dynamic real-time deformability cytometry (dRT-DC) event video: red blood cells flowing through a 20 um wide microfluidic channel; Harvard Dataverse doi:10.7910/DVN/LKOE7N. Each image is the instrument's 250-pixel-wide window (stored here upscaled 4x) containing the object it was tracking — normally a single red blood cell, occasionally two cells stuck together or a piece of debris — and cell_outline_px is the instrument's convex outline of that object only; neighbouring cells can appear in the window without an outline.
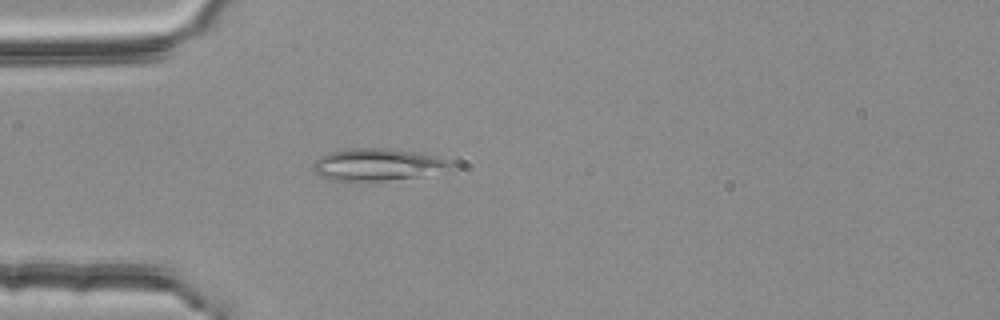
{"species": "common noctule bat (a hibernating species)", "species_latin": "Nyctalus noctula", "temperature_condition": "room temperature", "stored_images_in_passage": 39, "camera_frame_rate_fps": 3000, "um_per_image_px": 0.085, "animal": {"sex": "female", "body_mass_g": 25.1}, "frame": {"image": 1, "passage_image": 1, "time_ms": 0.0, "image_size_px": [1000, 320], "cell_outline_px": [[452, 168], [416, 176], [360, 184], [328, 180], [320, 176], [312, 168], [316, 160], [320, 156], [328, 152], [352, 148], [388, 148], [416, 152], [436, 156], [452, 164]], "centroid_in_image_um": [31.96, 14.02], "position_along_channel_um": 53.0, "area_um2": 26.07}}
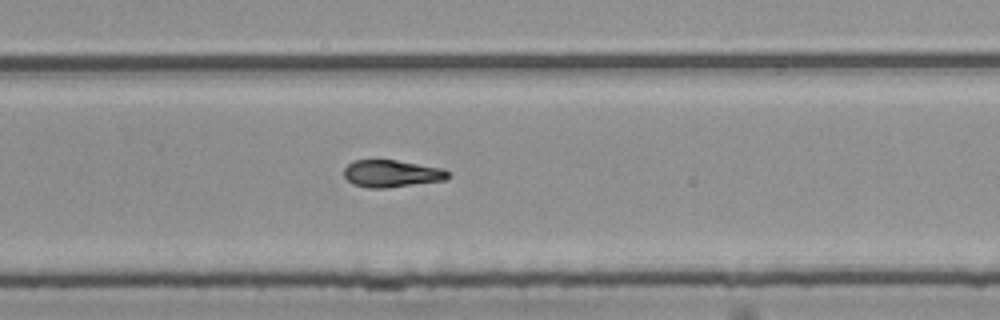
{"frame": {"image": 2, "passage_image": 21, "time_ms": 6.667, "image_size_px": [1000, 320], "cell_outline_px": [[452, 176], [444, 180], [384, 188], [368, 188], [352, 184], [344, 176], [344, 168], [352, 160], [396, 160], [444, 168]], "centroid_in_image_um": [33.28, 14.75], "position_along_channel_um": 296.5, "area_um2": 16.53}}
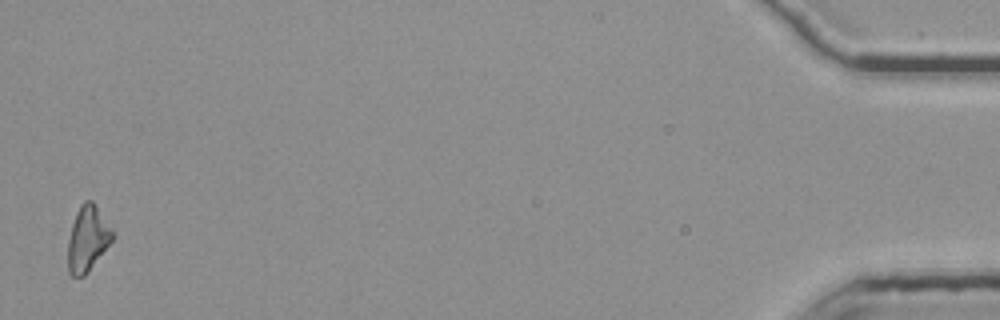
{"frame": {"image": 3, "passage_image": 39, "time_ms": 12.667, "image_size_px": [1000, 320], "cell_outline_px": [[116, 232], [112, 240], [88, 272], [84, 276], [72, 276], [68, 272], [68, 240], [72, 224], [76, 212], [80, 204], [84, 200], [92, 200]], "centroid_in_image_um": [7.46, 20.26], "position_along_channel_um": 427.7, "area_um2": 17.11}, "authors_computed_cell_mechanics": {"area_um2": 16.6464, "velocity_mm_per_s": 3.7844, "shape_relaxation_time_tau1_ms": 6.4138, "shape_relaxation_time_tau2_ms": null, "deformation_change_tau1": 0.1746, "deformation_change_tau2": null}}